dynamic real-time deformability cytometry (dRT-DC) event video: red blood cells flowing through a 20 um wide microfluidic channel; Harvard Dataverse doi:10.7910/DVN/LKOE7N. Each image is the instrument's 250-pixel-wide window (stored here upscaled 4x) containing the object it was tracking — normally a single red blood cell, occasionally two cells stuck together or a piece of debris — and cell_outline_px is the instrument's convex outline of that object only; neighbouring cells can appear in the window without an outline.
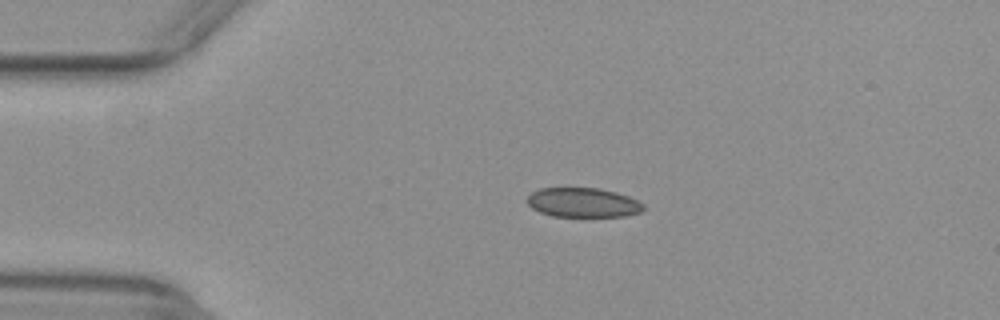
{"species": "common noctule bat (a hibernating species)", "species_latin": "Nyctalus noctula", "temperature_condition": "warm", "stored_images_in_passage": 12, "camera_frame_rate_fps": 3000, "um_per_image_px": 0.085, "animal": {"sex": "female", "body_mass_g": 29.2, "forearm_length_mm": 56.3}, "frame": {"image": 1, "passage_image": 1, "time_ms": 0.0, "image_size_px": [1000, 320], "cell_outline_px": [[644, 208], [640, 212], [624, 216], [552, 216], [540, 212], [532, 208], [524, 200], [532, 192], [540, 188], [600, 188], [616, 192], [628, 196], [644, 204]], "centroid_in_image_um": [49.53, 17.21], "position_along_channel_um": 35.5, "area_um2": 19.94}}
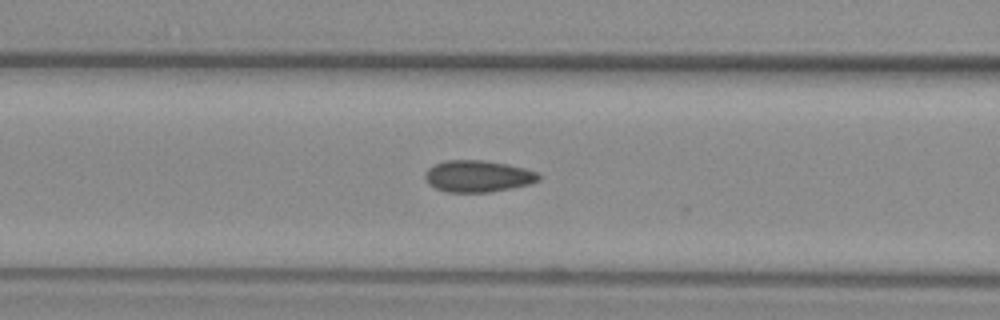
{"frame": {"image": 2, "passage_image": 11, "time_ms": 3.333, "image_size_px": [1000, 320], "cell_outline_px": [[540, 180], [532, 184], [512, 188], [488, 192], [444, 192], [428, 184], [424, 176], [424, 172], [432, 164], [444, 160], [484, 160], [508, 164], [524, 168], [536, 172], [540, 176]], "centroid_in_image_um": [40.59, 14.97], "position_along_channel_um": 126.0, "area_um2": 21.27}}